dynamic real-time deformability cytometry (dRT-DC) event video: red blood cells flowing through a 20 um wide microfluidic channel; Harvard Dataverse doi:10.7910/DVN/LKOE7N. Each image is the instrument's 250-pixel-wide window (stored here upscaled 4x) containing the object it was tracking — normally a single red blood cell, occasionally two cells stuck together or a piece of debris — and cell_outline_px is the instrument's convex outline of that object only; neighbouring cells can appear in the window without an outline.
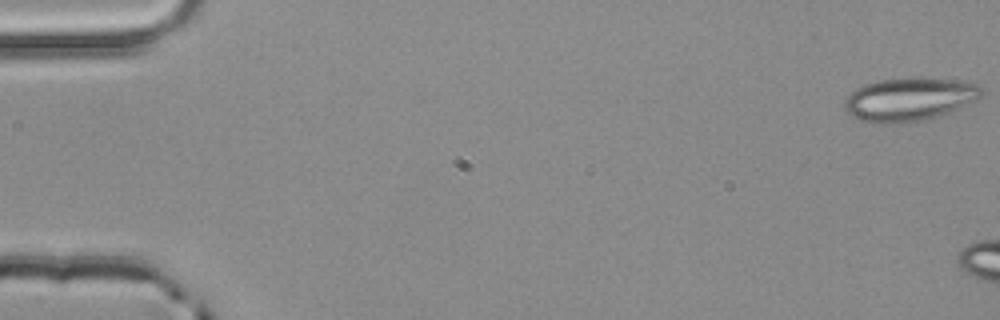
{"species": "common noctule bat (a hibernating species)", "species_latin": "Nyctalus noctula", "temperature_condition": "room temperature", "stored_images_in_passage": 4, "camera_frame_rate_fps": 3000, "um_per_image_px": 0.085, "animal": {"sex": "male", "body_mass_g": 20.4}, "frame": {"image": 1, "passage_image": 1, "time_ms": 0.0, "image_size_px": [1000, 320], "cell_outline_px": [[984, 92], [976, 100], [948, 112], [936, 116], [920, 120], [900, 124], [880, 124], [860, 120], [852, 116], [844, 108], [844, 100], [856, 88], [864, 84], [880, 80], [912, 76], [956, 80], [976, 84]], "centroid_in_image_um": [77.25, 8.43], "position_along_channel_um": 7.7, "area_um2": 34.62}}